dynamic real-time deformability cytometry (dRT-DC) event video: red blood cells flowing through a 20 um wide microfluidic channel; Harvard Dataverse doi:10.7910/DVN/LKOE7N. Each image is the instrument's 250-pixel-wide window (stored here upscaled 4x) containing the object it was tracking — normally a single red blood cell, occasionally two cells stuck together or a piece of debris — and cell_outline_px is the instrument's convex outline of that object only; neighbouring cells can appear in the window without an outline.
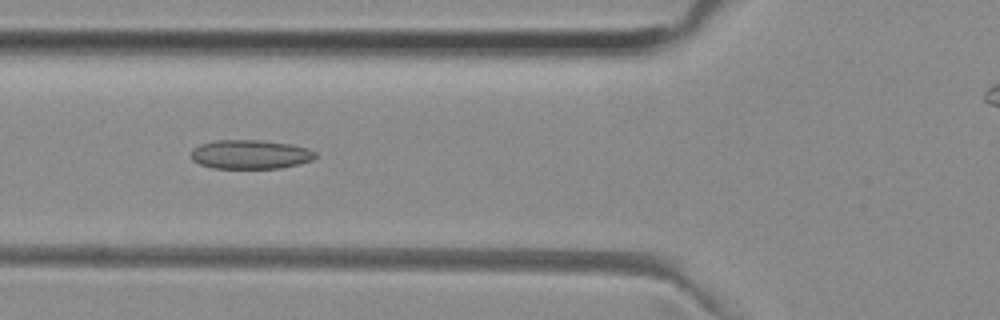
{"species": "common noctule bat (a hibernating species)", "species_latin": "Nyctalus noctula", "temperature_condition": "room temperature", "stored_images_in_passage": 42, "camera_frame_rate_fps": 3000, "um_per_image_px": 0.085, "animal": {"sex": "female", "body_mass_g": 29.2, "forearm_length_mm": 56.3}, "frame": {"image": 1, "passage_image": 15, "time_ms": 4.667, "image_size_px": [1000, 320], "cell_outline_px": [[316, 156], [312, 160], [300, 164], [280, 168], [212, 168], [200, 164], [192, 160], [192, 148], [200, 144], [212, 140], [260, 140], [292, 144], [308, 148], [316, 152]], "centroid_in_image_um": [21.28, 13.12], "position_along_channel_um": 104.5, "area_um2": 21.21}}
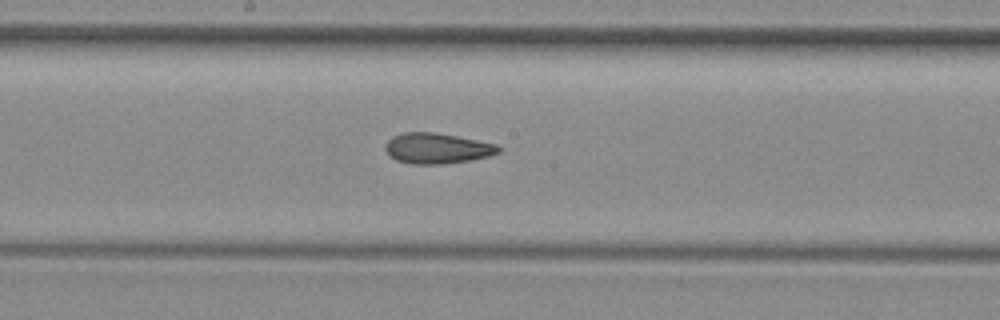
{"frame": {"image": 2, "passage_image": 23, "time_ms": 7.333, "image_size_px": [1000, 320], "cell_outline_px": [[500, 152], [488, 156], [468, 160], [440, 164], [412, 164], [396, 160], [384, 148], [388, 140], [392, 136], [404, 132], [432, 132], [456, 136], [496, 144], [500, 148]], "centroid_in_image_um": [37.13, 12.6], "position_along_channel_um": 211.1, "area_um2": 19.83}}
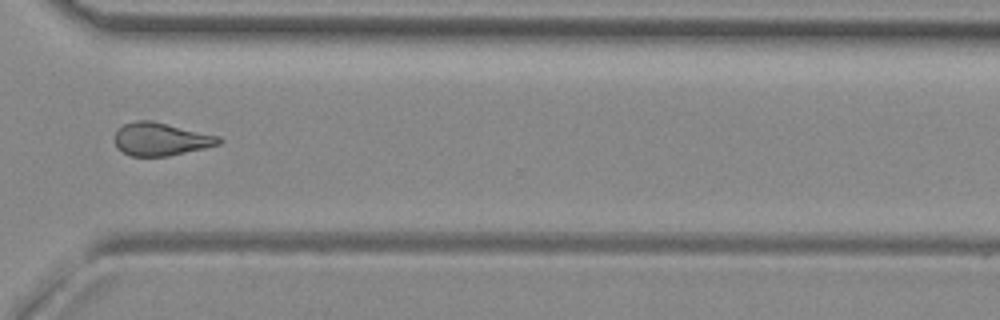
{"frame": {"image": 3, "passage_image": 34, "time_ms": 11.0, "image_size_px": [1000, 320], "cell_outline_px": [[224, 140], [220, 144], [204, 148], [168, 156], [132, 156], [116, 148], [116, 132], [124, 124], [136, 120], [152, 120], [220, 136]], "centroid_in_image_um": [13.71, 11.82], "position_along_channel_um": 356.9, "area_um2": 19.94}}